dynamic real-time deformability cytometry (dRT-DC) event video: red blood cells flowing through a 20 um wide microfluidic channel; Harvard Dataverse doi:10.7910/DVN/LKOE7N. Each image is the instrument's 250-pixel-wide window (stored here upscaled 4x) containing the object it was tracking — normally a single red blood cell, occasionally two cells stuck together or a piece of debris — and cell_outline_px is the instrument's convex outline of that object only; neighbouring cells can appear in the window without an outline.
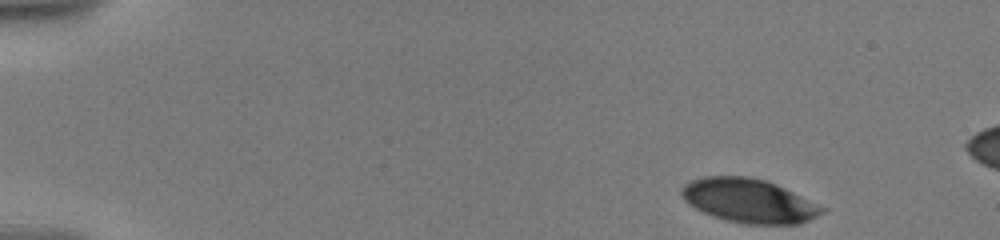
{"species": "human", "species_latin": "Homo sapiens", "temperature_condition": "warm", "stored_images_in_passage": 6, "camera_frame_rate_fps": 3000, "um_per_image_px": 0.085, "donor": {"sex": "male"}, "frame": {"image": 1, "passage_image": 1, "time_ms": 0.0, "image_size_px": [1000, 240], "cell_outline_px": [[828, 208], [824, 212], [800, 224], [744, 224], [712, 216], [688, 204], [680, 196], [680, 188], [684, 184], [692, 180], [704, 176], [748, 176], [764, 180], [776, 184]], "centroid_in_image_um": [63.65, 17.06], "position_along_channel_um": 21.4, "area_um2": 36.07}}